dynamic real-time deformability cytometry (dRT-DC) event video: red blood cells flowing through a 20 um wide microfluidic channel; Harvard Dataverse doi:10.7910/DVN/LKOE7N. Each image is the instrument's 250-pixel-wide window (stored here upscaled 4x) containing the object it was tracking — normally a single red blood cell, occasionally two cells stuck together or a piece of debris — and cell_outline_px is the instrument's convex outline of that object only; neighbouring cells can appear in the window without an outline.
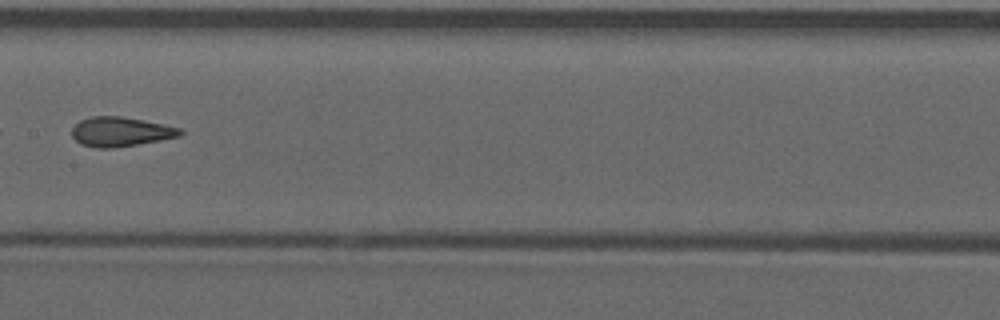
{"species": "common noctule bat (a hibernating species)", "species_latin": "Nyctalus noctula", "temperature_condition": "warm", "stored_images_in_passage": 6, "camera_frame_rate_fps": 3000, "um_per_image_px": 0.085, "animal": {"sex": "male", "forearm_length_mm": 52.5}, "frame": {"image": 1, "passage_image": 5, "time_ms": 1.333, "image_size_px": [1000, 320], "cell_outline_px": [[184, 132], [180, 136], [160, 140], [112, 148], [96, 148], [80, 144], [72, 136], [72, 128], [80, 120], [92, 116], [120, 116], [144, 120], [164, 124], [180, 128]], "centroid_in_image_um": [10.24, 11.19], "position_along_channel_um": 197.2, "area_um2": 18.55}}
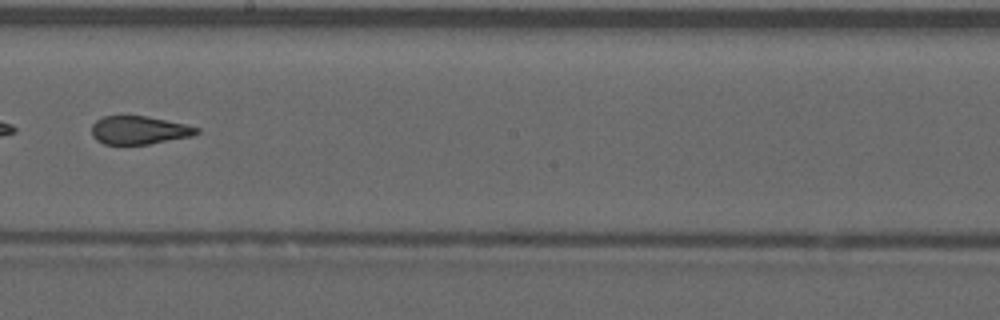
{"frame": {"image": 2, "passage_image": 6, "time_ms": 1.667, "image_size_px": [1000, 320], "cell_outline_px": [[200, 132], [192, 136], [148, 144], [104, 144], [96, 140], [92, 136], [92, 124], [96, 120], [104, 116], [144, 116], [184, 124], [200, 128]], "centroid_in_image_um": [11.8, 11.07], "position_along_channel_um": 236.4, "area_um2": 17.11}}